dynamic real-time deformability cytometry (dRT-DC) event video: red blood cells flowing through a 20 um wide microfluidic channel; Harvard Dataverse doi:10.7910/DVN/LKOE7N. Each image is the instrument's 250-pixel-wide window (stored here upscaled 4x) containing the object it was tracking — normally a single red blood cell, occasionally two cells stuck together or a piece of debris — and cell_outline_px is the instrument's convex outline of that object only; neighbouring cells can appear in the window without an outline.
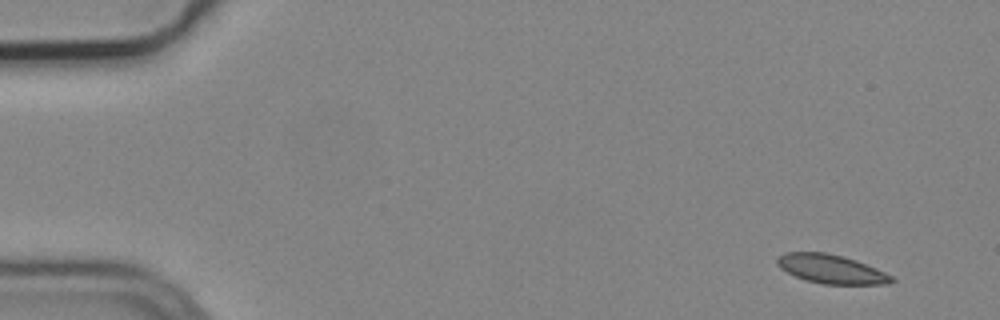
{"species": "common noctule bat (a hibernating species)", "species_latin": "Nyctalus noctula", "temperature_condition": "cold", "stored_images_in_passage": 6, "camera_frame_rate_fps": 3000, "um_per_image_px": 0.085, "animal": {"sex": "male", "body_mass_g": 19.2, "forearm_length_mm": 51.8}, "frame": {"image": 1, "passage_image": 1, "time_ms": 0.0, "image_size_px": [1000, 320], "cell_outline_px": [[896, 280], [888, 284], [824, 284], [804, 280], [780, 268], [776, 264], [776, 260], [784, 252], [824, 252], [856, 260], [876, 268], [892, 276]], "centroid_in_image_um": [70.64, 22.87], "position_along_channel_um": 14.4, "area_um2": 19.13}}
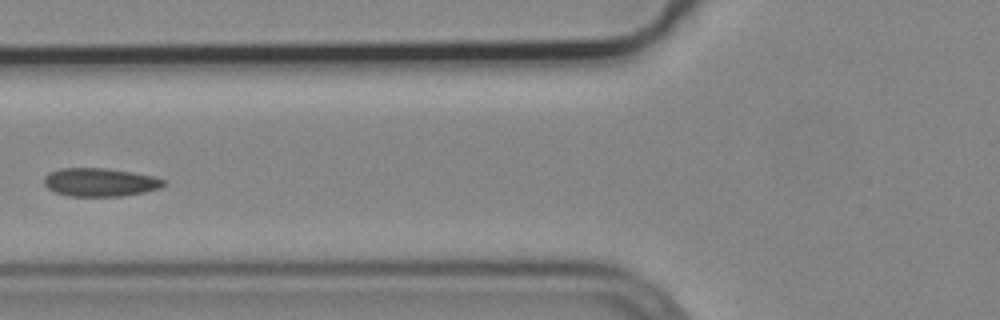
{"frame": {"image": 2, "passage_image": 5, "time_ms": 1.333, "image_size_px": [1000, 320], "cell_outline_px": [[164, 184], [160, 188], [144, 192], [120, 196], [68, 196], [56, 192], [48, 188], [44, 184], [44, 176], [48, 172], [60, 168], [104, 168], [132, 172], [152, 176], [164, 180]], "centroid_in_image_um": [8.46, 15.48], "position_along_channel_um": 117.3, "area_um2": 19.65}}
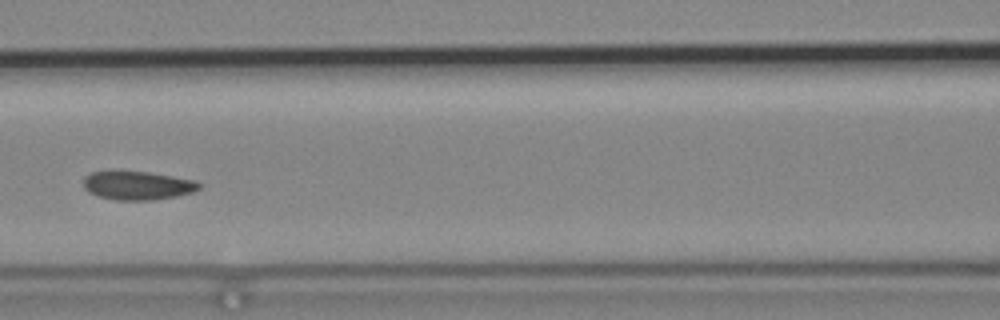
{"frame": {"image": 3, "passage_image": 6, "time_ms": 1.667, "image_size_px": [1000, 320], "cell_outline_px": [[200, 188], [192, 192], [176, 196], [152, 200], [116, 200], [100, 196], [88, 192], [84, 188], [84, 176], [92, 172], [148, 172], [172, 176], [192, 180], [200, 184]], "centroid_in_image_um": [11.67, 15.77], "position_along_channel_um": 154.9, "area_um2": 18.9}}